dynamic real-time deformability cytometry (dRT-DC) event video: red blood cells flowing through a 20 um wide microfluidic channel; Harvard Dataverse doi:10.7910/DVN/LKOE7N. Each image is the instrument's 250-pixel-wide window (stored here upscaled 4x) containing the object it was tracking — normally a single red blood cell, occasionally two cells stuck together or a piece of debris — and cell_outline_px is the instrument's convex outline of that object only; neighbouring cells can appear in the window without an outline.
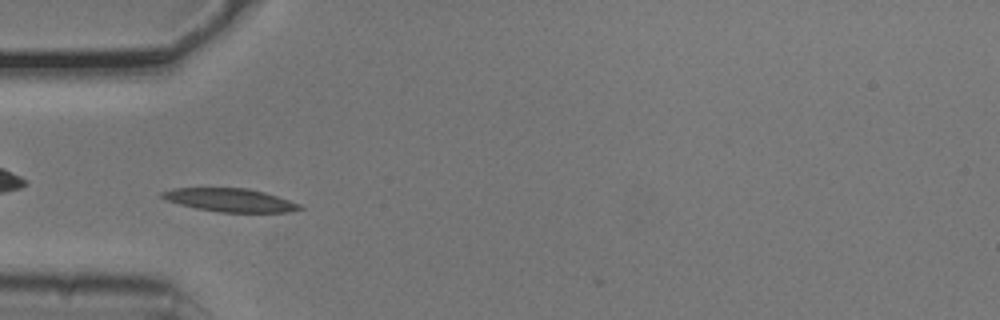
{"species": "common noctule bat (a hibernating species)", "species_latin": "Nyctalus noctula", "temperature_condition": "cold", "stored_images_in_passage": 4, "camera_frame_rate_fps": 3000, "um_per_image_px": 0.085, "animal": {"sex": "male", "body_mass_g": 20.5, "forearm_length_mm": 52.5}, "frame": {"image": 1, "passage_image": 4, "time_ms": 1.0, "image_size_px": [1000, 320], "cell_outline_px": [[304, 208], [288, 212], [220, 212], [196, 208], [180, 204], [168, 200], [160, 196], [160, 192], [176, 188], [248, 188], [264, 192], [304, 204]], "centroid_in_image_um": [19.62, 17.0], "position_along_channel_um": 65.4, "area_um2": 18.67}}